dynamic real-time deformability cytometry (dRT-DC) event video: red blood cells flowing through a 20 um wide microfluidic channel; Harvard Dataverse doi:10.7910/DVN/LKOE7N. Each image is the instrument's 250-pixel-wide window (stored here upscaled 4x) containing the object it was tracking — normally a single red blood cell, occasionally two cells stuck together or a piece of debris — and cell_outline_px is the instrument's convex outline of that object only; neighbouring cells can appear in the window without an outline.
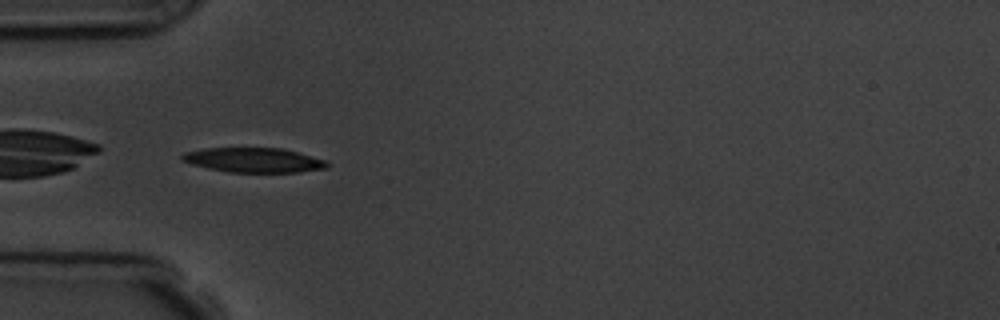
{"species": "common noctule bat (a hibernating species)", "species_latin": "Nyctalus noctula", "temperature_condition": "room temperature", "stored_images_in_passage": 6, "camera_frame_rate_fps": 3000, "um_per_image_px": 0.085, "animal": {"sex": "male", "body_mass_g": 19.5, "forearm_length_mm": 54.6}, "frame": {"image": 1, "passage_image": 5, "time_ms": 5.333, "image_size_px": [1000, 320], "cell_outline_px": [[328, 168], [296, 172], [228, 172], [208, 168], [192, 164], [180, 160], [180, 156], [184, 152], [204, 148], [284, 148], [324, 160], [328, 164]], "centroid_in_image_um": [21.52, 13.6], "position_along_channel_um": 63.5, "area_um2": 20.75}}